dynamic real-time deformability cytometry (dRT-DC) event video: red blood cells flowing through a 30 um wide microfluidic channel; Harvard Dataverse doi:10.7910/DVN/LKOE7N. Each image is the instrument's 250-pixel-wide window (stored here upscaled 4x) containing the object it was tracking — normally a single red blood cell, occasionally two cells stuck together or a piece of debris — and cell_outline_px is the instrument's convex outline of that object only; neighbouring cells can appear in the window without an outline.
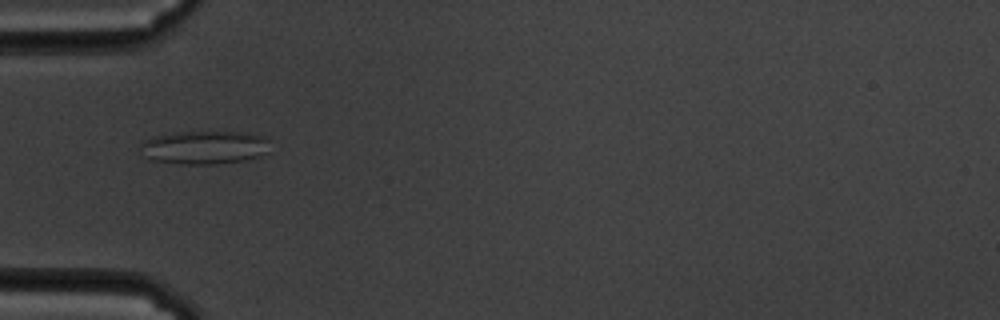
{"species": "common noctule bat (a hibernating species)", "species_latin": "Nyctalus noctula", "temperature_condition": "cold", "stored_images_in_passage": 41, "camera_frame_rate_fps": 3000, "um_per_image_px": 0.085, "animal": {"sex": "male", "body_mass_g": 19.5, "forearm_length_mm": 54.6}, "frame": {"image": 1, "passage_image": 1, "time_ms": 0.0, "image_size_px": [1000, 320], "cell_outline_px": [[268, 152], [260, 156], [244, 160], [212, 164], [180, 164], [148, 160], [140, 148], [140, 144], [144, 140], [152, 136], [176, 132], [248, 132], [260, 136], [268, 140]], "centroid_in_image_um": [17.33, 12.53], "position_along_channel_um": 67.7, "area_um2": 25.32}}
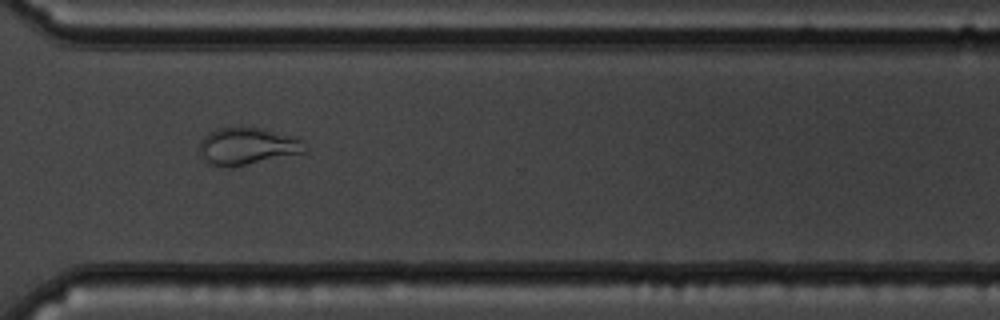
{"frame": {"image": 2, "passage_image": 26, "time_ms": 8.333, "image_size_px": [1000, 320], "cell_outline_px": [[308, 152], [232, 168], [228, 168], [208, 164], [200, 156], [200, 140], [208, 132], [220, 128], [260, 128], [296, 136], [304, 140], [308, 148]], "centroid_in_image_um": [21.07, 12.45], "position_along_channel_um": 349.5, "area_um2": 23.35}}
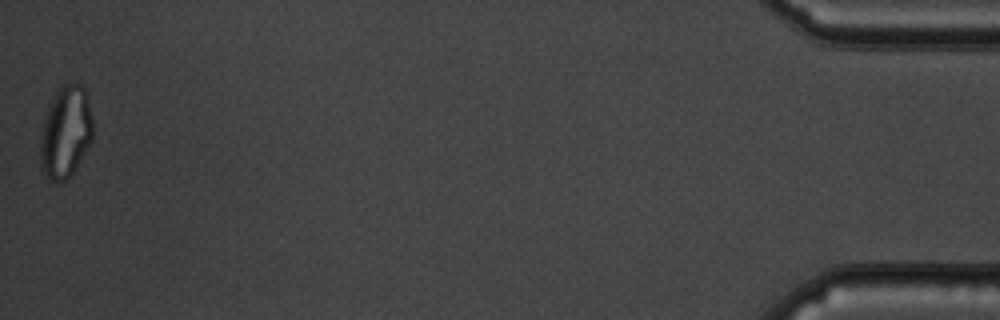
{"frame": {"image": 3, "passage_image": 41, "time_ms": 13.333, "image_size_px": [1000, 320], "cell_outline_px": [[92, 140], [72, 172], [60, 184], [52, 180], [40, 172], [40, 136], [44, 120], [48, 108], [56, 92], [64, 84], [76, 80], [84, 88], [88, 100], [92, 116]], "centroid_in_image_um": [5.56, 11.22], "position_along_channel_um": 429.6, "area_um2": 28.09}, "authors_computed_cell_mechanics": {"area_um2": 20.6346, "velocity_mm_per_s": 3.3931, "shape_relaxation_time_tau1_ms": null, "shape_relaxation_time_tau2_ms": 1.8029, "deformation_change_tau1": null, "deformation_change_tau2": 0.0885}}